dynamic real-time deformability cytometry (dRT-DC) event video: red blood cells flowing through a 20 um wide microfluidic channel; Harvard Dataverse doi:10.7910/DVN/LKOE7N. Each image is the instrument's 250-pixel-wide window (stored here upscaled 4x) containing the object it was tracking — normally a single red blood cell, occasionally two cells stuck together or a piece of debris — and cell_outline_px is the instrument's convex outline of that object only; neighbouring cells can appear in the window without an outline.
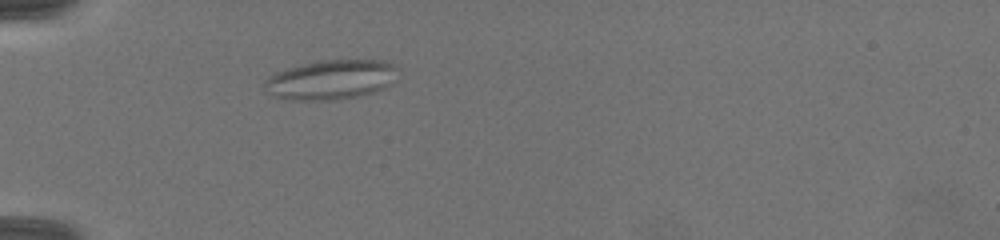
{"species": "common noctule bat (a hibernating species)", "species_latin": "Nyctalus noctula", "temperature_condition": "warm", "stored_images_in_passage": 49, "camera_frame_rate_fps": 3000, "um_per_image_px": 0.085, "animal": {"sex": "female", "body_mass_g": 19.5, "forearm_length_mm": 54.1}, "frame": {"image": 1, "passage_image": 12, "time_ms": 3.333, "image_size_px": [1000, 240], "cell_outline_px": [[400, 68], [396, 80], [384, 88], [360, 96], [336, 100], [288, 100], [272, 96], [268, 92], [264, 84], [264, 80], [268, 76], [276, 72], [288, 68], [320, 60], [384, 60], [396, 64]], "centroid_in_image_um": [28.18, 6.77], "position_along_channel_um": 56.8, "area_um2": 31.21}}
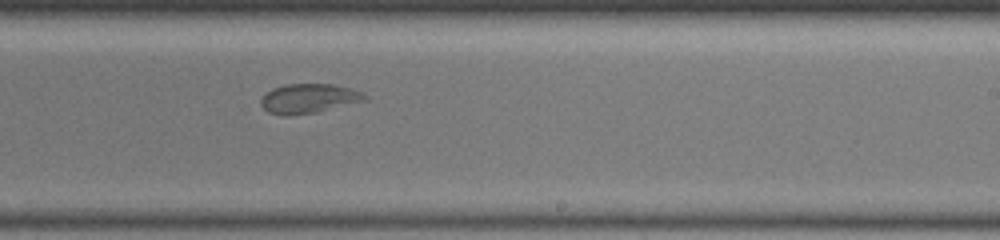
{"frame": {"image": 2, "passage_image": 29, "time_ms": 8.667, "image_size_px": [1000, 240], "cell_outline_px": [[368, 100], [312, 112], [288, 116], [284, 116], [268, 112], [260, 104], [260, 100], [272, 88], [288, 84], [332, 84], [352, 88], [364, 92], [368, 96]], "centroid_in_image_um": [26.27, 8.36], "position_along_channel_um": 262.7, "area_um2": 17.69}}
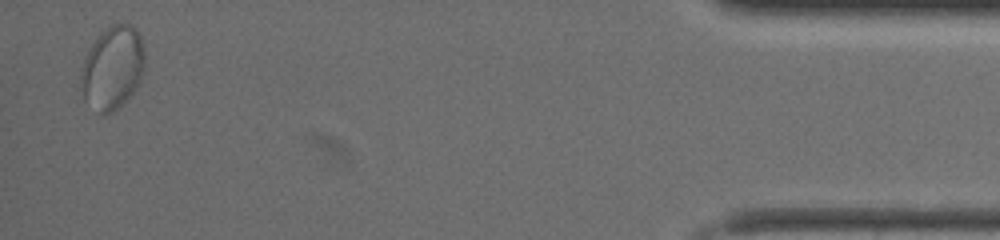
{"frame": {"image": 3, "passage_image": 48, "time_ms": 14.333, "image_size_px": [1000, 240], "cell_outline_px": [[144, 64], [140, 84], [112, 112], [104, 116], [84, 100], [80, 88], [80, 68], [84, 56], [92, 44], [108, 24], [132, 24], [140, 36], [144, 48]], "centroid_in_image_um": [9.53, 5.75], "position_along_channel_um": 425.7, "area_um2": 31.15}, "authors_computed_cell_mechanics": {"area_um2": 25.2008, "velocity_mm_per_s": 4.1617, "shape_relaxation_time_tau1_ms": null, "shape_relaxation_time_tau2_ms": 1.0033, "deformation_change_tau1": null, "deformation_change_tau2": 0.052}}